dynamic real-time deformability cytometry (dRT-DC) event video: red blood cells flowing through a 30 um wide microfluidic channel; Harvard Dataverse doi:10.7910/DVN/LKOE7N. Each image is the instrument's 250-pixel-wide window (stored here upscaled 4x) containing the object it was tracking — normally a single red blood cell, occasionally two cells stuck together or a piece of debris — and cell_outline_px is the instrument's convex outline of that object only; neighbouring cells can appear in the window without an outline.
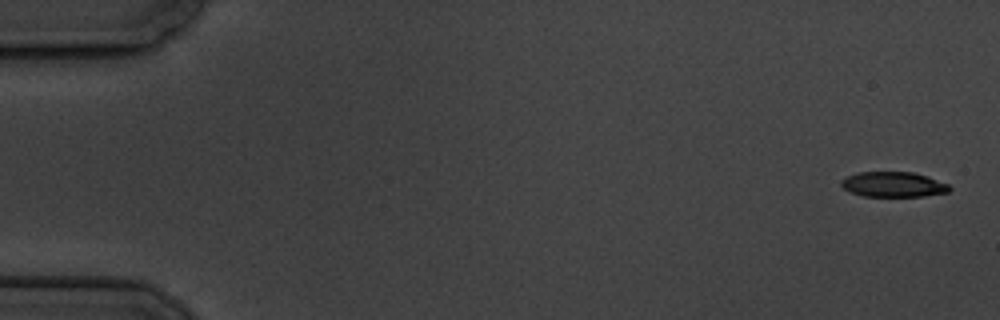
{"species": "common noctule bat (a hibernating species)", "species_latin": "Nyctalus noctula", "temperature_condition": "cold", "stored_images_in_passage": 6, "camera_frame_rate_fps": 3000, "um_per_image_px": 0.085, "animal": {"sex": "male", "body_mass_g": 19.5, "forearm_length_mm": 54.6}, "frame": {"image": 1, "passage_image": 1, "time_ms": 0.0, "image_size_px": [1000, 320], "cell_outline_px": [[952, 188], [948, 192], [924, 196], [864, 196], [852, 192], [844, 188], [840, 184], [840, 180], [848, 176], [860, 172], [912, 172], [928, 176], [948, 184]], "centroid_in_image_um": [75.96, 15.67], "position_along_channel_um": 9.0, "area_um2": 15.78}}
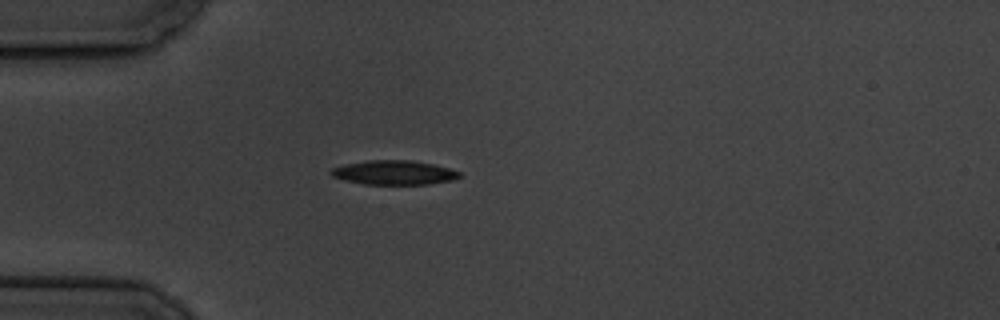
{"frame": {"image": 2, "passage_image": 5, "time_ms": 5.0, "image_size_px": [1000, 320], "cell_outline_px": [[464, 176], [452, 180], [428, 184], [364, 184], [344, 180], [332, 176], [328, 172], [332, 168], [344, 164], [368, 160], [412, 160], [432, 164], [448, 168], [460, 172]], "centroid_in_image_um": [33.48, 14.66], "position_along_channel_um": 51.5, "area_um2": 18.21}}